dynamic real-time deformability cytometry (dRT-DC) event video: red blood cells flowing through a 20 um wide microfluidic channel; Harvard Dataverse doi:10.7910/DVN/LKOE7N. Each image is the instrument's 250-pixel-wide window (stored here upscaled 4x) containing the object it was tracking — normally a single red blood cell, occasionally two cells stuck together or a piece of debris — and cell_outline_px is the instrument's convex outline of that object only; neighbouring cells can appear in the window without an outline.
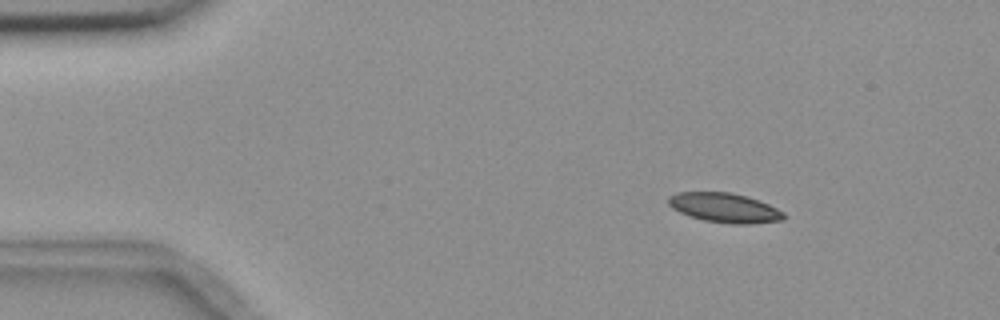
{"species": "common noctule bat (a hibernating species)", "species_latin": "Nyctalus noctula", "temperature_condition": "room temperature", "stored_images_in_passage": 5, "camera_frame_rate_fps": 3000, "um_per_image_px": 0.085, "animal": {"sex": "female", "body_mass_g": 18.4}, "frame": {"image": 1, "passage_image": 2, "time_ms": 1.333, "image_size_px": [1000, 320], "cell_outline_px": [[784, 220], [748, 224], [732, 224], [704, 220], [688, 216], [672, 208], [668, 204], [668, 196], [676, 192], [732, 192], [768, 204], [784, 212]], "centroid_in_image_um": [61.55, 17.66], "position_along_channel_um": 23.5, "area_um2": 19.77}}
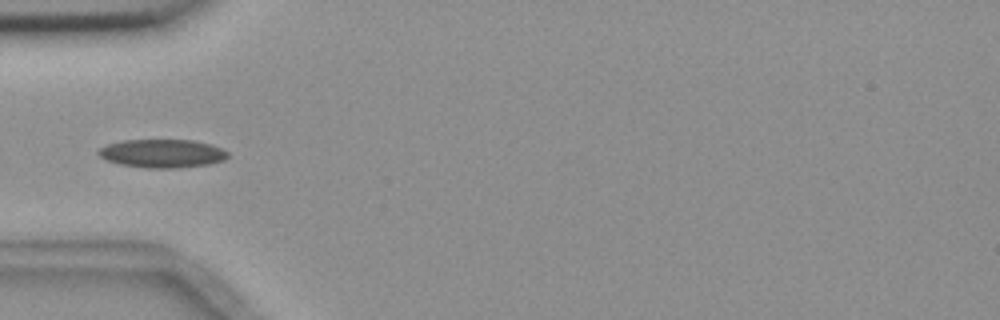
{"frame": {"image": 2, "passage_image": 5, "time_ms": 4.667, "image_size_px": [1000, 320], "cell_outline_px": [[228, 156], [224, 160], [208, 164], [180, 168], [144, 168], [120, 164], [108, 160], [100, 156], [96, 152], [100, 148], [108, 144], [124, 140], [192, 140], [212, 144], [228, 152]], "centroid_in_image_um": [13.8, 13.04], "position_along_channel_um": 71.2, "area_um2": 21.39}}